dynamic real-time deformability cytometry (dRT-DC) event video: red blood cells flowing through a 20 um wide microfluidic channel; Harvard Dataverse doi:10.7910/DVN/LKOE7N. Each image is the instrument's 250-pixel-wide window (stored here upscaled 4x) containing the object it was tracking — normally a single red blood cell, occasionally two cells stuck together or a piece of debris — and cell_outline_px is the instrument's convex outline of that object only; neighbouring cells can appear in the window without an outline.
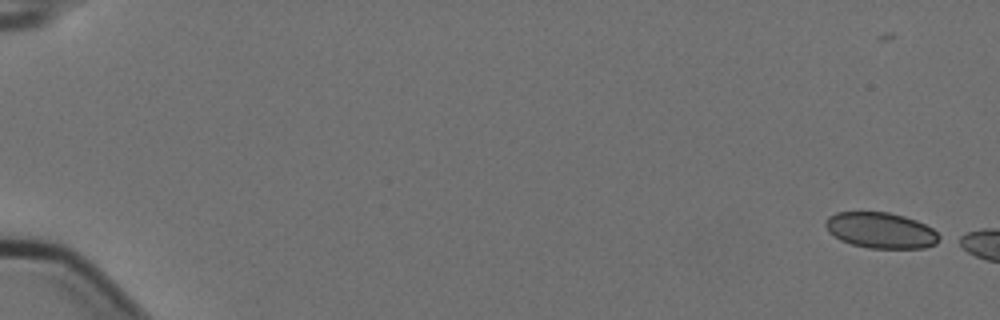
{"species": "Egyptian fruit bat (a non-hibernating species)", "species_latin": "Rousettus aegyptiacus", "temperature_condition": "cold", "stored_images_in_passage": 3, "camera_frame_rate_fps": 3000, "um_per_image_px": 0.085, "animal": {"sex": "female"}, "frame": {"image": 1, "passage_image": 1, "time_ms": 0.0, "image_size_px": [1000, 320], "cell_outline_px": [[944, 240], [936, 244], [924, 248], [868, 248], [852, 244], [840, 240], [828, 232], [824, 224], [828, 216], [836, 212], [888, 212], [904, 216], [916, 220], [932, 228], [944, 236]], "centroid_in_image_um": [74.91, 19.59], "position_along_channel_um": 10.1, "area_um2": 24.1}}